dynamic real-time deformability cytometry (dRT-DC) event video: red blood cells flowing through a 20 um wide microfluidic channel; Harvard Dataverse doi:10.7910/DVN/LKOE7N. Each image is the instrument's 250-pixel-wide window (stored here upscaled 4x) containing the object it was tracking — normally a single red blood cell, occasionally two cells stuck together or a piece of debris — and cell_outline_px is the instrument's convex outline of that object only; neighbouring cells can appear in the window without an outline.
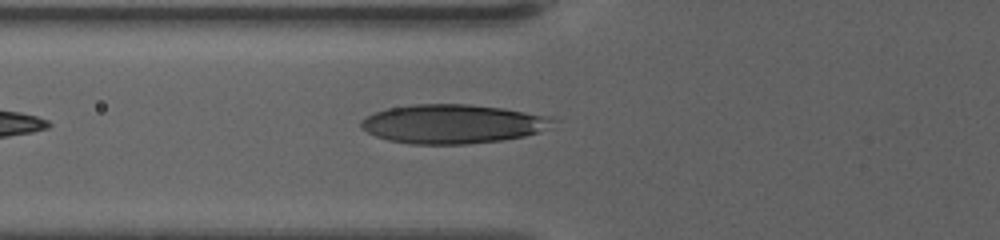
{"species": "human", "species_latin": "Homo sapiens", "temperature_condition": "warm", "stored_images_in_passage": 38, "camera_frame_rate_fps": 3000, "um_per_image_px": 0.085, "donor": {"sex": "female"}, "frame": {"image": 1, "passage_image": 3, "time_ms": 0.667, "image_size_px": [1000, 240], "cell_outline_px": [[560, 120], [536, 132], [524, 136], [504, 140], [468, 144], [412, 144], [388, 140], [376, 136], [360, 128], [360, 120], [376, 112], [388, 108], [412, 104], [468, 104], [504, 108], [548, 116]], "centroid_in_image_um": [38.46, 10.53], "position_along_channel_um": 87.3, "area_um2": 43.64}}
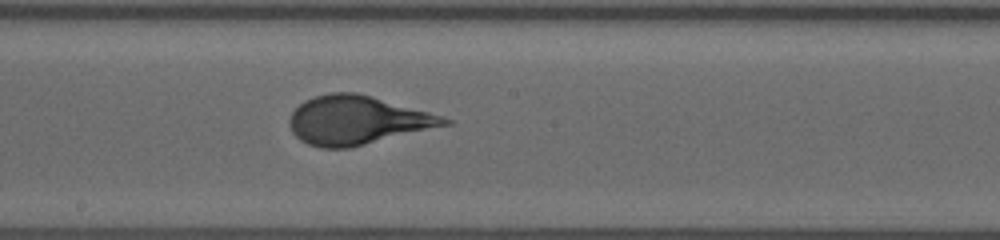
{"frame": {"image": 2, "passage_image": 14, "time_ms": 4.333, "image_size_px": [1000, 240], "cell_outline_px": [[452, 124], [348, 148], [320, 148], [308, 144], [300, 140], [292, 132], [288, 124], [288, 120], [292, 112], [304, 100], [316, 96], [332, 92], [356, 92], [372, 96], [444, 116], [452, 120]], "centroid_in_image_um": [30.36, 10.22], "position_along_channel_um": 217.8, "area_um2": 43.87}}
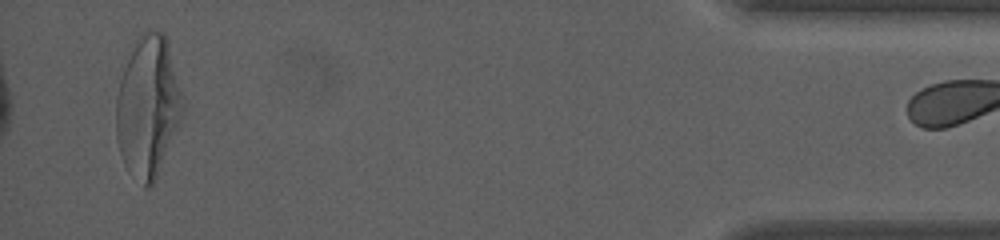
{"frame": {"image": 3, "passage_image": 37, "time_ms": 12.0, "image_size_px": [1000, 240], "cell_outline_px": [[184, 112], [152, 184], [148, 188], [144, 188], [124, 164], [120, 152], [116, 136], [116, 96], [120, 80], [124, 68], [140, 32], [148, 28], [164, 32], [168, 40], [184, 100]], "centroid_in_image_um": [12.58, 8.99], "position_along_channel_um": 422.6, "area_um2": 54.39}}